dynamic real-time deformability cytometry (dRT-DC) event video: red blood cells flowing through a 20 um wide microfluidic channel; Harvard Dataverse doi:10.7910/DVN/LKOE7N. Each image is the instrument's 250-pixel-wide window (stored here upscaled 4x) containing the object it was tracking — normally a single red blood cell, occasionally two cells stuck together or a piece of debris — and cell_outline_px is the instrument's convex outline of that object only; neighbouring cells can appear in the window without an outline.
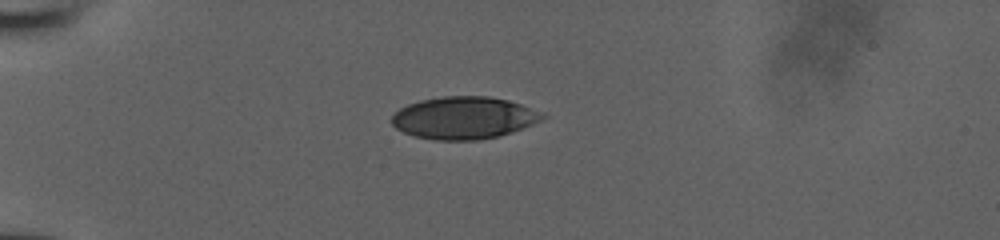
{"species": "human", "species_latin": "Homo sapiens", "temperature_condition": "room temperature", "stored_images_in_passage": 38, "camera_frame_rate_fps": 3000, "um_per_image_px": 0.085, "donor": {"sex": "male"}, "frame": {"image": 1, "passage_image": 1, "time_ms": 0.0, "image_size_px": [1000, 240], "cell_outline_px": [[548, 116], [532, 124], [512, 132], [500, 136], [476, 140], [436, 140], [416, 136], [404, 132], [396, 128], [392, 124], [392, 116], [400, 108], [408, 104], [420, 100], [444, 96], [488, 96], [508, 100], [544, 112]], "centroid_in_image_um": [39.45, 10.01], "position_along_channel_um": 45.5, "area_um2": 37.11}}
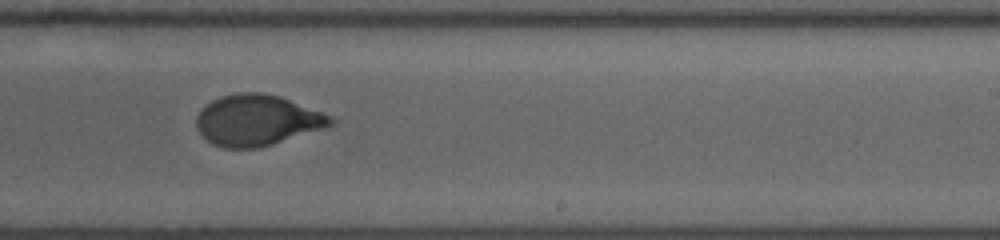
{"frame": {"image": 2, "passage_image": 20, "time_ms": 6.333, "image_size_px": [1000, 240], "cell_outline_px": [[336, 120], [332, 124], [324, 128], [260, 148], [224, 148], [212, 144], [196, 128], [196, 116], [200, 108], [212, 100], [220, 96], [240, 92], [260, 92], [280, 96], [332, 116]], "centroid_in_image_um": [21.83, 10.22], "position_along_channel_um": 267.2, "area_um2": 39.88}}
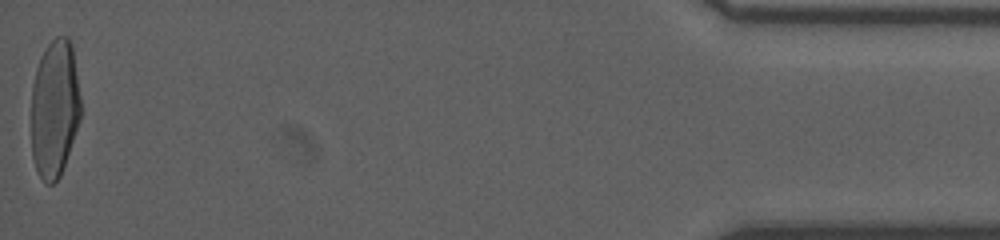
{"frame": {"image": 3, "passage_image": 38, "time_ms": 12.333, "image_size_px": [1000, 240], "cell_outline_px": [[80, 120], [60, 176], [52, 184], [48, 184], [36, 172], [32, 156], [32, 84], [36, 68], [40, 56], [48, 44], [56, 36], [68, 36], [72, 44], [80, 96]], "centroid_in_image_um": [4.64, 9.2], "position_along_channel_um": 430.6, "area_um2": 39.77}}